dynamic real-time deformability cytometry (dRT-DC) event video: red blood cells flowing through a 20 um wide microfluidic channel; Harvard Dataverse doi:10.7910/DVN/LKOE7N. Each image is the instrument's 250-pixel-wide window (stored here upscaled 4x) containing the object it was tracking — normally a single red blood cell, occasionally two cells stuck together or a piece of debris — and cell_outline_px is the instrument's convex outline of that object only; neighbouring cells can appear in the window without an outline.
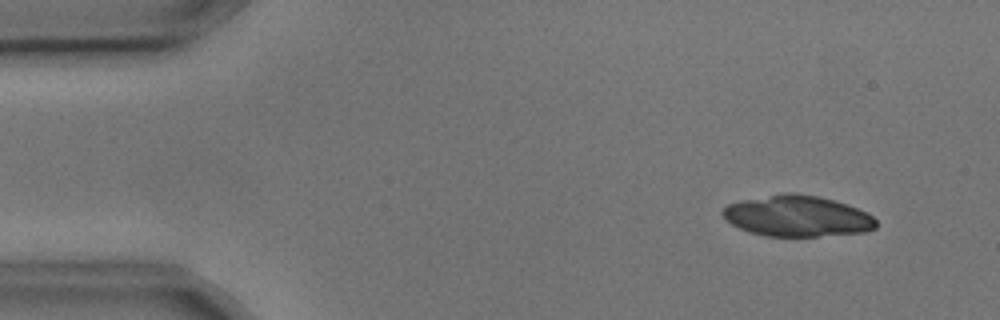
{"species": "common noctule bat (a hibernating species)", "species_latin": "Nyctalus noctula", "temperature_condition": "cold", "stored_images_in_passage": 4, "camera_frame_rate_fps": 3000, "um_per_image_px": 0.085, "animal": {"sex": "male", "body_mass_g": 17.9, "forearm_length_mm": 54.2}, "frame": {"image": 1, "passage_image": 2, "time_ms": 0.333, "image_size_px": [1000, 320], "cell_outline_px": [[876, 228], [864, 232], [816, 236], [764, 236], [748, 232], [732, 224], [720, 212], [728, 204], [740, 200], [784, 192], [792, 192], [816, 196], [848, 204], [872, 216], [876, 220]], "centroid_in_image_um": [67.74, 18.36], "position_along_channel_um": 17.3, "area_um2": 36.53}}